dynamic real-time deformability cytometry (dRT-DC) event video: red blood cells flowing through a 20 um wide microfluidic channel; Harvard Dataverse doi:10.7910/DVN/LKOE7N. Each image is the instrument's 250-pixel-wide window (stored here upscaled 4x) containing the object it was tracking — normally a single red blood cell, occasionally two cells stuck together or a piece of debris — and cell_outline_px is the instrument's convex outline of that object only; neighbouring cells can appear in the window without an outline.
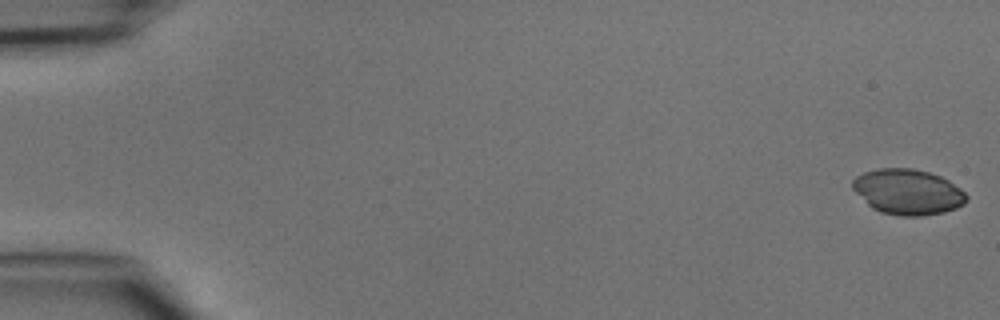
{"species": "common noctule bat (a hibernating species)", "species_latin": "Nyctalus noctula", "temperature_condition": "cold", "stored_images_in_passage": 48, "camera_frame_rate_fps": 3000, "um_per_image_px": 0.085, "animal": {"sex": "male", "body_mass_g": 15.6}, "frame": {"image": 1, "passage_image": 1, "time_ms": 0.0, "image_size_px": [1000, 320], "cell_outline_px": [[968, 200], [964, 204], [956, 208], [944, 212], [924, 216], [900, 216], [880, 212], [872, 208], [852, 188], [852, 180], [856, 176], [864, 172], [880, 168], [912, 168], [928, 172], [940, 176], [948, 180], [960, 188], [968, 196]], "centroid_in_image_um": [77.18, 16.31], "position_along_channel_um": 7.8, "area_um2": 30.23}}
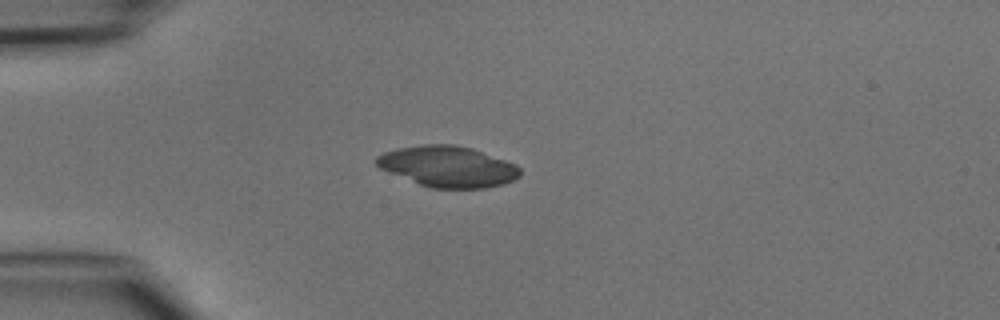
{"frame": {"image": 2, "passage_image": 13, "time_ms": 4.0, "image_size_px": [1000, 320], "cell_outline_px": [[520, 176], [504, 184], [484, 188], [432, 188], [420, 184], [380, 168], [376, 164], [376, 156], [384, 152], [396, 148], [424, 144], [456, 144], [472, 148], [516, 164], [520, 168]], "centroid_in_image_um": [38.08, 14.14], "position_along_channel_um": 46.9, "area_um2": 34.1}}
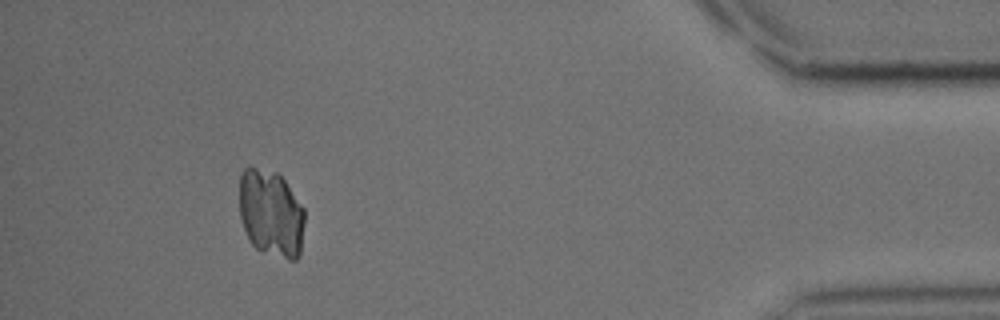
{"frame": {"image": 3, "passage_image": 44, "time_ms": 14.333, "image_size_px": [1000, 320], "cell_outline_px": [[304, 224], [300, 256], [296, 260], [288, 260], [256, 248], [252, 244], [240, 220], [240, 172], [248, 164], [276, 172], [284, 180], [304, 208]], "centroid_in_image_um": [23.03, 18.1], "position_along_channel_um": 412.2, "area_um2": 33.47}}